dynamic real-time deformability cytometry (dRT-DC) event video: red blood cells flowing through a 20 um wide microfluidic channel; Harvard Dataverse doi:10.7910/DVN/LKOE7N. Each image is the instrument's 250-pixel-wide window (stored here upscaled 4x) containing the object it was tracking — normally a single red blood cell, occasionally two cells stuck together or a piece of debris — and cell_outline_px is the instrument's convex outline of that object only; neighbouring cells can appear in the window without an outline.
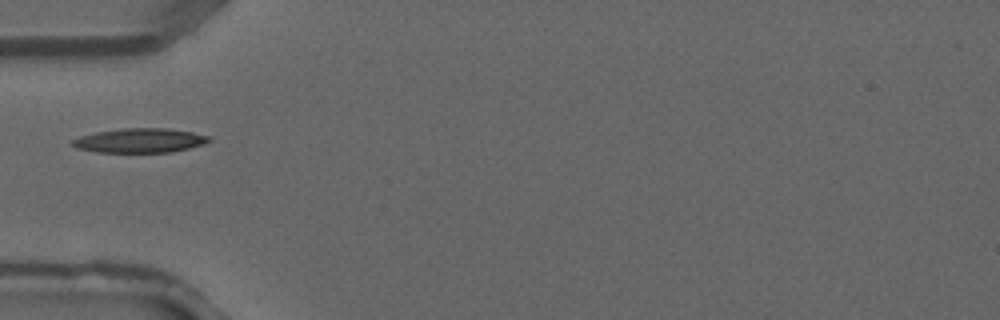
{"species": "common noctule bat (a hibernating species)", "species_latin": "Nyctalus noctula", "temperature_condition": "warm", "stored_images_in_passage": 3, "camera_frame_rate_fps": 3000, "um_per_image_px": 0.085, "animal": {"sex": "male", "forearm_length_mm": 52.5}, "frame": {"image": 1, "passage_image": 3, "time_ms": 0.667, "image_size_px": [1000, 320], "cell_outline_px": [[212, 140], [204, 144], [172, 152], [96, 152], [76, 148], [72, 144], [72, 140], [80, 136], [96, 132], [124, 128], [168, 128], [192, 132], [212, 136]], "centroid_in_image_um": [11.92, 11.94], "position_along_channel_um": 73.1, "area_um2": 19.42}}